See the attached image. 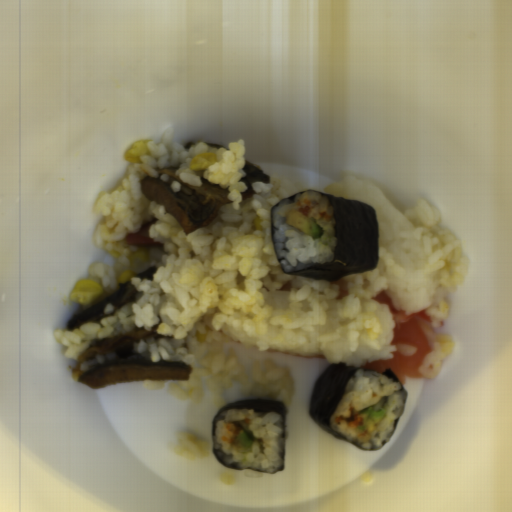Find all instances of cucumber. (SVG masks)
<instances>
[{
	"instance_id": "888e309b",
	"label": "cucumber",
	"mask_w": 512,
	"mask_h": 512,
	"mask_svg": "<svg viewBox=\"0 0 512 512\" xmlns=\"http://www.w3.org/2000/svg\"><path fill=\"white\" fill-rule=\"evenodd\" d=\"M256 437L251 429H245L243 432L239 433L236 437V441L239 445L244 448H248L253 445Z\"/></svg>"
},
{
	"instance_id": "586b57bf",
	"label": "cucumber",
	"mask_w": 512,
	"mask_h": 512,
	"mask_svg": "<svg viewBox=\"0 0 512 512\" xmlns=\"http://www.w3.org/2000/svg\"><path fill=\"white\" fill-rule=\"evenodd\" d=\"M387 412L385 409L376 408L374 405L369 406L360 412V417L366 418L367 421H372L378 424L385 416Z\"/></svg>"
},
{
	"instance_id": "8b760119",
	"label": "cucumber",
	"mask_w": 512,
	"mask_h": 512,
	"mask_svg": "<svg viewBox=\"0 0 512 512\" xmlns=\"http://www.w3.org/2000/svg\"><path fill=\"white\" fill-rule=\"evenodd\" d=\"M285 223L315 240L321 239L325 234L324 228L317 224L314 217L307 218L300 211L290 210L286 215Z\"/></svg>"
}]
</instances>
